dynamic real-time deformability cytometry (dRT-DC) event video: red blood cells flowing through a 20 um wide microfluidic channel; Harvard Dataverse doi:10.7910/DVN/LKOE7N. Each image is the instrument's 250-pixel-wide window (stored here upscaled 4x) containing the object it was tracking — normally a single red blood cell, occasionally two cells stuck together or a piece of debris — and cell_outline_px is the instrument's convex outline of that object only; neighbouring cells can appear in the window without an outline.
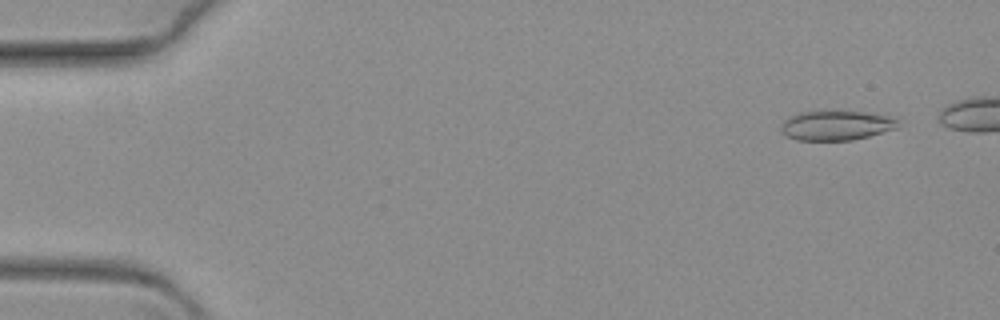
{"species": "common noctule bat (a hibernating species)", "species_latin": "Nyctalus noctula", "temperature_condition": "warm", "stored_images_in_passage": 17, "camera_frame_rate_fps": 3000, "um_per_image_px": 0.085, "animal": {"sex": "female", "body_mass_g": 19.3, "forearm_length_mm": 54.1}, "frame": {"image": 1, "passage_image": 5, "time_ms": 1.333, "image_size_px": [1000, 320], "cell_outline_px": [[900, 120], [896, 128], [868, 136], [852, 140], [796, 140], [784, 136], [780, 132], [780, 124], [784, 120], [800, 112], [864, 112], [884, 116]], "centroid_in_image_um": [71.01, 10.68], "position_along_channel_um": 14.0, "area_um2": 19.88}}